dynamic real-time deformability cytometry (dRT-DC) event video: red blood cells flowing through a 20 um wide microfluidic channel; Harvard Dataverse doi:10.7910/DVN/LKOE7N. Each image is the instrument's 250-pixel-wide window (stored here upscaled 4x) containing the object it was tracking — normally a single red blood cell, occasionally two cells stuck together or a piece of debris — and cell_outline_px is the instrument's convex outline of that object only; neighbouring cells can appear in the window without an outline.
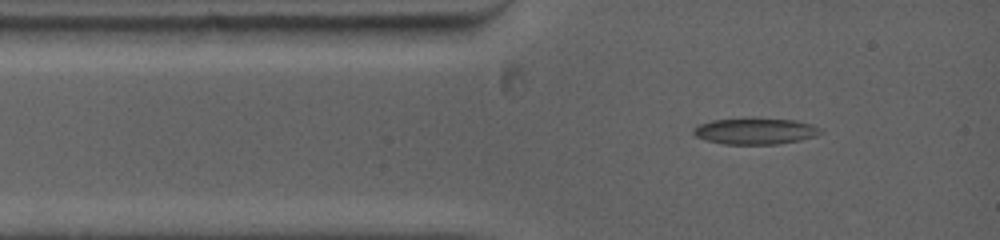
{"species": "common noctule bat (a hibernating species)", "species_latin": "Nyctalus noctula", "temperature_condition": "warm", "stored_images_in_passage": 34, "camera_frame_rate_fps": 5000, "um_per_image_px": 0.085, "animal": {"sex": "female", "body_mass_g": 19.0, "forearm_length_mm": 53.3}, "frame": {"image": 1, "passage_image": 1, "time_ms": 0.0, "image_size_px": [1000, 240], "cell_outline_px": [[824, 132], [816, 136], [800, 140], [776, 144], [724, 144], [704, 140], [696, 136], [692, 132], [692, 128], [700, 124], [712, 120], [748, 116], [752, 116], [796, 120], [812, 124], [824, 128]], "centroid_in_image_um": [64.22, 11.11], "position_along_channel_um": 20.8, "area_um2": 20.35}}
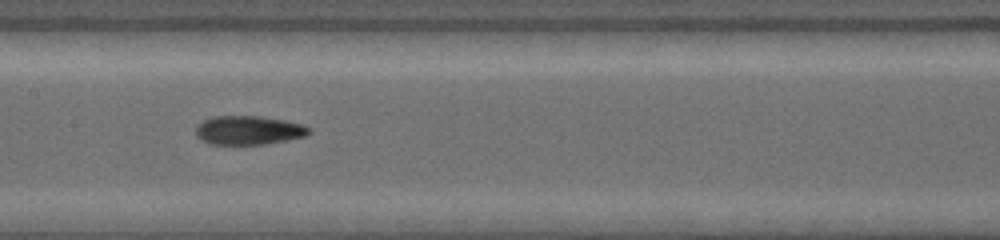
{"frame": {"image": 2, "passage_image": 10, "time_ms": 4.6, "image_size_px": [1000, 240], "cell_outline_px": [[312, 132], [304, 136], [288, 140], [268, 144], [208, 144], [200, 140], [196, 136], [196, 124], [212, 116], [256, 116], [284, 120], [304, 124]], "centroid_in_image_um": [21.1, 11.07], "position_along_channel_um": 186.3, "area_um2": 19.19}}
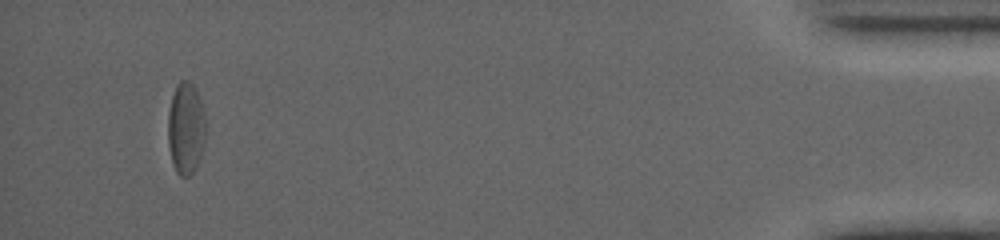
{"frame": {"image": 3, "passage_image": 29, "time_ms": 13.2, "image_size_px": [1000, 240], "cell_outline_px": [[204, 140], [200, 156], [196, 168], [188, 176], [180, 176], [176, 172], [172, 164], [168, 144], [168, 112], [172, 96], [176, 84], [180, 80], [188, 80], [196, 88], [204, 112]], "centroid_in_image_um": [15.77, 10.89], "position_along_channel_um": 419.4, "area_um2": 20.17}, "authors_computed_cell_mechanics": {"area_um2": 18.9584, "velocity_mm_per_s": 3.947, "shape_relaxation_time_tau1_ms": 7.4982, "shape_relaxation_time_tau2_ms": null, "deformation_change_tau1": 0.1628, "deformation_change_tau2": null}}